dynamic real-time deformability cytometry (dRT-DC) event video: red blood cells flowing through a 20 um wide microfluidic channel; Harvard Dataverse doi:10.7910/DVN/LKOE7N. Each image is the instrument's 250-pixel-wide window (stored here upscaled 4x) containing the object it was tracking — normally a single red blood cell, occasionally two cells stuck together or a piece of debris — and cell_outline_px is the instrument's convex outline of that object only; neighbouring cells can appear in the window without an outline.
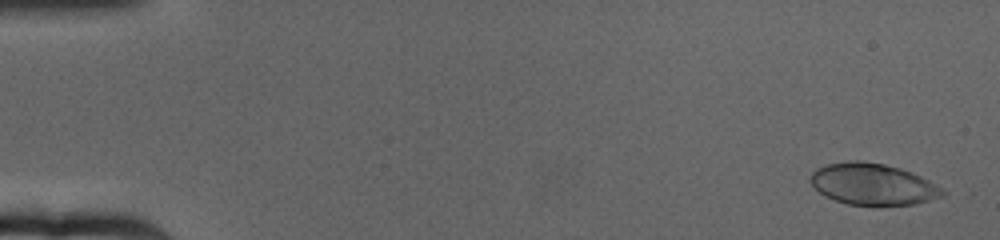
{"species": "human", "species_latin": "Homo sapiens", "temperature_condition": "cold", "stored_images_in_passage": 65, "camera_frame_rate_fps": 3000, "um_per_image_px": 0.085, "donor": {"sex": "female"}, "frame": {"image": 1, "passage_image": 3, "time_ms": 0.667, "image_size_px": [1000, 240], "cell_outline_px": [[948, 192], [944, 196], [916, 204], [876, 208], [848, 204], [824, 196], [808, 180], [812, 172], [816, 168], [828, 164], [848, 160], [860, 160], [884, 164], [900, 168], [920, 176], [928, 180]], "centroid_in_image_um": [74.2, 15.69], "position_along_channel_um": 10.8, "area_um2": 32.71}}
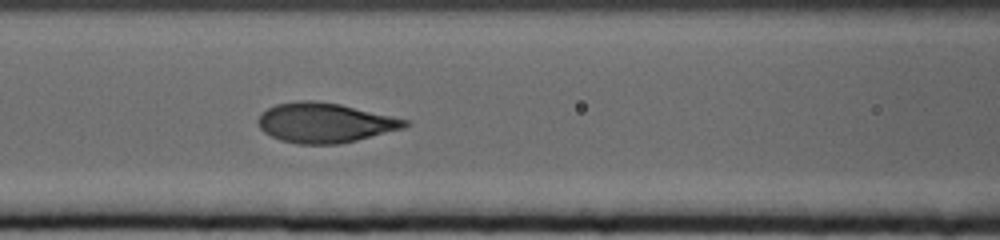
{"frame": {"image": 2, "passage_image": 29, "time_ms": 9.333, "image_size_px": [1000, 240], "cell_outline_px": [[412, 124], [404, 128], [340, 144], [296, 144], [280, 140], [264, 132], [256, 124], [256, 120], [260, 112], [276, 104], [296, 100], [312, 100], [340, 104], [412, 120]], "centroid_in_image_um": [27.61, 10.43], "position_along_channel_um": 139.0, "area_um2": 34.45}}
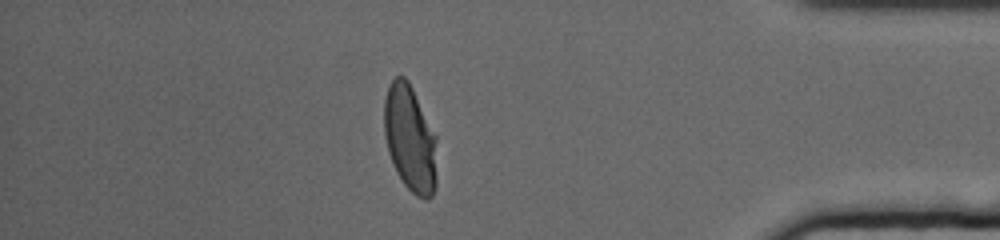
{"frame": {"image": 3, "passage_image": 57, "time_ms": 18.667, "image_size_px": [1000, 240], "cell_outline_px": [[436, 184], [432, 196], [428, 200], [424, 200], [416, 196], [404, 184], [396, 172], [388, 152], [384, 136], [384, 100], [388, 88], [392, 80], [396, 76], [404, 76], [408, 80], [436, 136]], "centroid_in_image_um": [34.85, 11.81], "position_along_channel_um": 400.4, "area_um2": 32.83}, "authors_computed_cell_mechanics": {"area_um2": 33.1772, "velocity_mm_per_s": 3.1578, "shape_relaxation_time_tau1_ms": 4.1658, "shape_relaxation_time_tau2_ms": null, "deformation_change_tau1": 0.1956, "deformation_change_tau2": null}}